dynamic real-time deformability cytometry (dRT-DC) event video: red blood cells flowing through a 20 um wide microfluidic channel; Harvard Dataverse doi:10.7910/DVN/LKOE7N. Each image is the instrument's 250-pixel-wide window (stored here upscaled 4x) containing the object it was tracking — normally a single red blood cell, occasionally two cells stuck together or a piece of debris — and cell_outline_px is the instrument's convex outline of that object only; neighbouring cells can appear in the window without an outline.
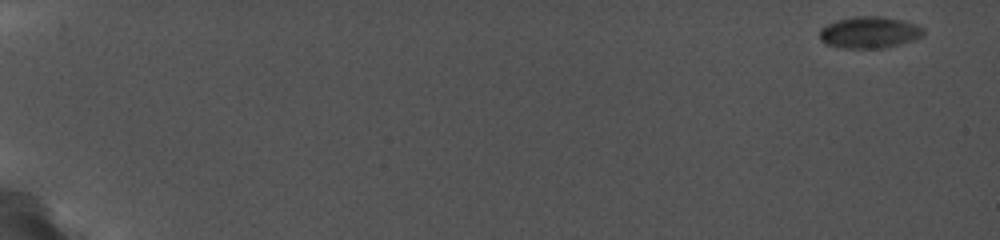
{"species": "common noctule bat (a hibernating species)", "species_latin": "Nyctalus noctula", "temperature_condition": "cold", "stored_images_in_passage": 48, "camera_frame_rate_fps": 5000, "um_per_image_px": 0.085, "animal": {"sex": "female", "body_mass_g": 19.0, "forearm_length_mm": 56.7}, "frame": {"image": 1, "passage_image": 1, "time_ms": 0.0, "image_size_px": [1000, 240], "cell_outline_px": [[924, 36], [900, 44], [884, 48], [840, 48], [824, 44], [820, 40], [820, 28], [836, 20], [856, 16], [880, 16], [904, 20], [916, 24], [924, 28]], "centroid_in_image_um": [73.9, 2.75], "position_along_channel_um": 11.1, "area_um2": 19.36}}
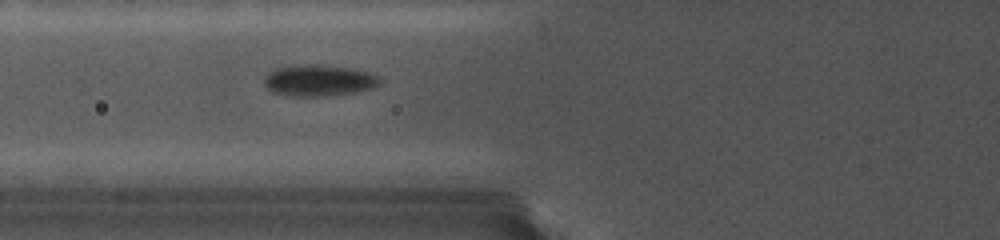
{"frame": {"image": 2, "passage_image": 23, "time_ms": 7.6, "image_size_px": [1000, 240], "cell_outline_px": [[380, 84], [372, 88], [356, 92], [324, 96], [292, 96], [272, 92], [264, 84], [264, 80], [268, 72], [276, 68], [288, 64], [320, 64], [352, 68], [368, 72], [376, 76], [380, 80]], "centroid_in_image_um": [27.06, 6.82], "position_along_channel_um": 98.7, "area_um2": 21.33}}
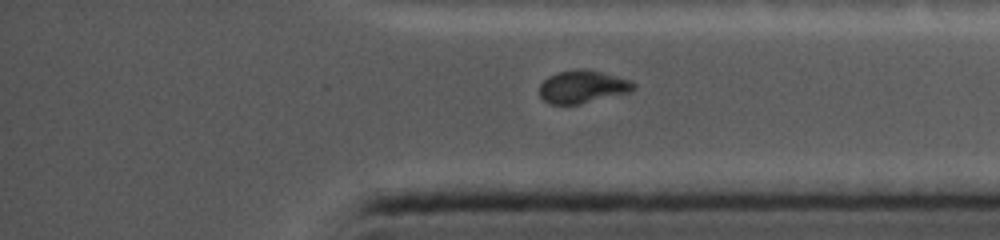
{"frame": {"image": 3, "passage_image": 48, "time_ms": 15.2, "image_size_px": [1000, 240], "cell_outline_px": [[636, 84], [632, 88], [624, 92], [576, 104], [552, 104], [544, 100], [540, 96], [540, 84], [544, 80], [560, 72], [600, 72], [628, 80]], "centroid_in_image_um": [49.44, 7.41], "position_along_channel_um": 385.8, "area_um2": 16.36}}